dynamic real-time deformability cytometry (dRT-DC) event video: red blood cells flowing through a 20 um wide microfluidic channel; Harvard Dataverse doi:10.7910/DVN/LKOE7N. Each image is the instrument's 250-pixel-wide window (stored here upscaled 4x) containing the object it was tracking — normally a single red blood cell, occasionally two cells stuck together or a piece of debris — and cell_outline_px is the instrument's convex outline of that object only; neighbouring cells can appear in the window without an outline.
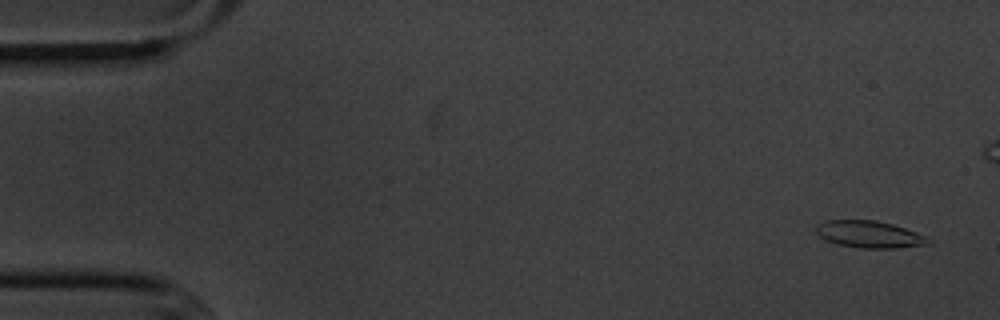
{"species": "common noctule bat (a hibernating species)", "species_latin": "Nyctalus noctula", "temperature_condition": "cold", "stored_images_in_passage": 49, "segment_of_instrument_passage": [1, 2], "camera_frame_rate_fps": 3000, "um_per_image_px": 0.085, "animal": {"sex": "male", "body_mass_g": 20.1, "forearm_length_mm": 53.5}, "frame": {"image": 1, "passage_image": 3, "time_ms": 0.667, "image_size_px": [1000, 320], "cell_outline_px": [[932, 244], [896, 248], [860, 248], [836, 244], [820, 236], [816, 232], [816, 228], [824, 220], [876, 220], [892, 224], [928, 236], [932, 240]], "centroid_in_image_um": [73.96, 19.92], "position_along_channel_um": 11.0, "area_um2": 17.69}}
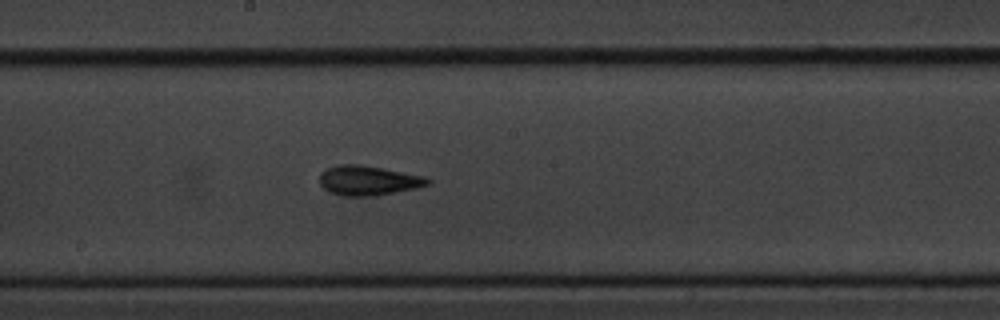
{"frame": {"image": 2, "passage_image": 30, "time_ms": 9.667, "image_size_px": [1000, 320], "cell_outline_px": [[432, 180], [428, 184], [416, 188], [376, 196], [344, 196], [332, 192], [324, 188], [320, 184], [320, 172], [328, 168], [340, 164], [360, 164], [424, 176]], "centroid_in_image_um": [31.3, 15.34], "position_along_channel_um": 216.9, "area_um2": 18.55}}
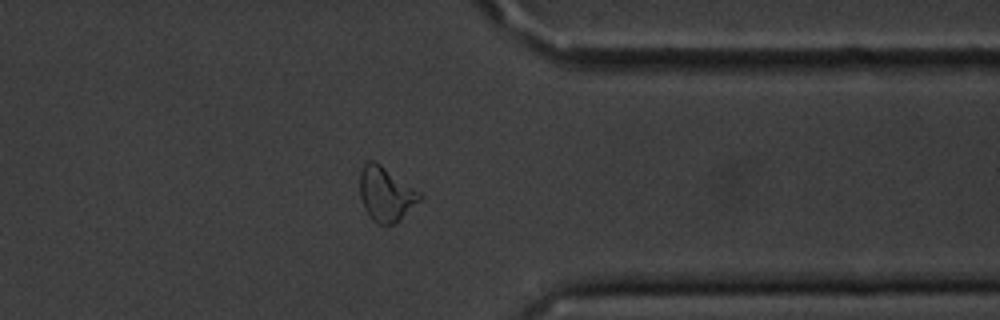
{"frame": {"image": 3, "passage_image": 44, "time_ms": 14.333, "image_size_px": [1000, 320], "cell_outline_px": [[424, 196], [400, 220], [392, 224], [380, 224], [372, 220], [364, 208], [360, 196], [360, 172], [364, 164], [368, 160], [376, 160], [420, 192]], "centroid_in_image_um": [32.79, 16.47], "position_along_channel_um": 378.6, "area_um2": 19.02}}